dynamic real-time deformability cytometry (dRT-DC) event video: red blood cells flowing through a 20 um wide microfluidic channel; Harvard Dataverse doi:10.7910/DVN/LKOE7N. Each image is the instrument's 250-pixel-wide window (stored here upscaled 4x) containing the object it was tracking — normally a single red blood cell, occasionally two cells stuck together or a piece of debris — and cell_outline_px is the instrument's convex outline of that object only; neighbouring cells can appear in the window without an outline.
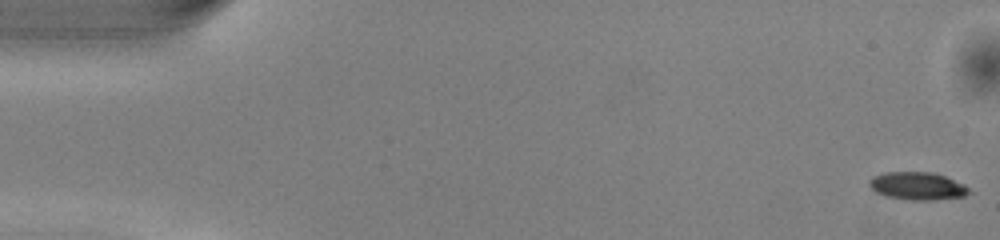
{"species": "common noctule bat (a hibernating species)", "species_latin": "Nyctalus noctula", "temperature_condition": "warm", "stored_images_in_passage": 51, "camera_frame_rate_fps": 3000, "um_per_image_px": 0.085, "animal": {"sex": "male", "body_mass_g": 13.0, "forearm_length_mm": 53.1}, "frame": {"image": 1, "passage_image": 1, "time_ms": 0.0, "image_size_px": [1000, 240], "cell_outline_px": [[972, 192], [964, 196], [932, 200], [908, 200], [888, 196], [876, 192], [868, 184], [868, 180], [872, 176], [888, 172], [932, 172], [944, 176], [964, 184]], "centroid_in_image_um": [77.98, 15.81], "position_along_channel_um": 7.0, "area_um2": 16.07}}
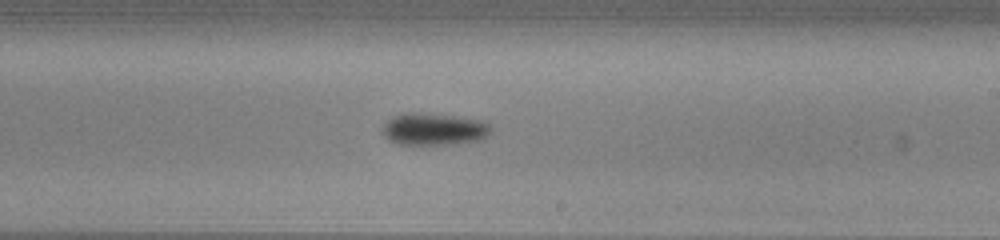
{"frame": {"image": 2, "passage_image": 30, "time_ms": 9.667, "image_size_px": [1000, 240], "cell_outline_px": [[492, 132], [488, 136], [480, 140], [456, 144], [400, 144], [388, 140], [384, 136], [384, 124], [388, 120], [404, 112], [412, 112], [452, 116], [480, 120], [488, 124], [492, 128]], "centroid_in_image_um": [36.92, 10.99], "position_along_channel_um": 252.1, "area_um2": 20.11}}
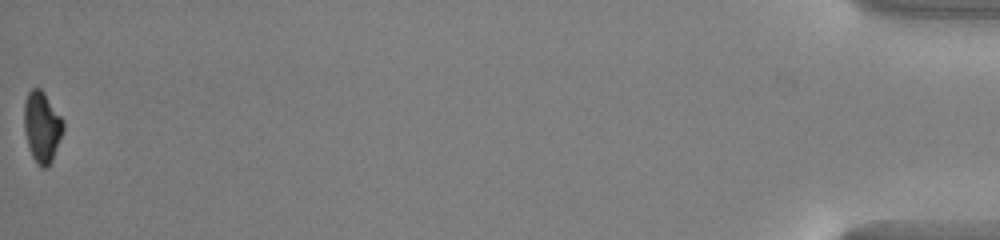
{"frame": {"image": 3, "passage_image": 51, "time_ms": 16.667, "image_size_px": [1000, 240], "cell_outline_px": [[64, 132], [52, 160], [44, 168], [40, 168], [36, 164], [32, 156], [24, 132], [24, 104], [28, 92], [32, 88], [40, 88], [44, 92], [64, 120]], "centroid_in_image_um": [3.58, 10.78], "position_along_channel_um": 431.6, "area_um2": 16.3}, "authors_computed_cell_mechanics": {"area_um2": 17.5712, "velocity_mm_per_s": 4.064, "shape_relaxation_time_tau1_ms": 1.5234, "shape_relaxation_time_tau2_ms": null, "deformation_change_tau1": 0.0962, "deformation_change_tau2": null}}